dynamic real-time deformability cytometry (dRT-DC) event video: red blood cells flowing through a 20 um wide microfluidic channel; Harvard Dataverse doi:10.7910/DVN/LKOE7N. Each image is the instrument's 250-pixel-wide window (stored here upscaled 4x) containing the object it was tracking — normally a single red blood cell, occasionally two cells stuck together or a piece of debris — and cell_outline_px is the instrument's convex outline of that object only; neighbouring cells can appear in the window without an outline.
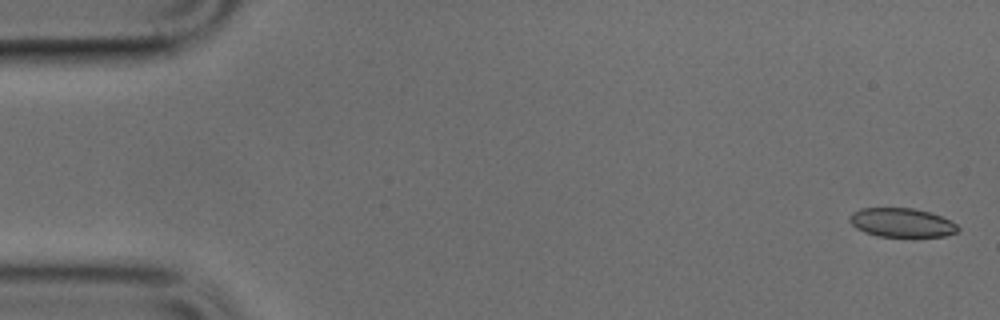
{"species": "common noctule bat (a hibernating species)", "species_latin": "Nyctalus noctula", "temperature_condition": "cold", "stored_images_in_passage": 49, "camera_frame_rate_fps": 3000, "um_per_image_px": 0.085, "animal": {"sex": "male", "body_mass_g": 17.9, "forearm_length_mm": 54.2}, "frame": {"image": 1, "passage_image": 1, "time_ms": 0.0, "image_size_px": [1000, 320], "cell_outline_px": [[960, 232], [944, 236], [912, 240], [876, 236], [864, 232], [856, 228], [848, 220], [848, 216], [852, 212], [860, 208], [912, 208], [932, 212], [956, 224], [960, 228]], "centroid_in_image_um": [76.67, 18.98], "position_along_channel_um": 8.3, "area_um2": 19.36}}
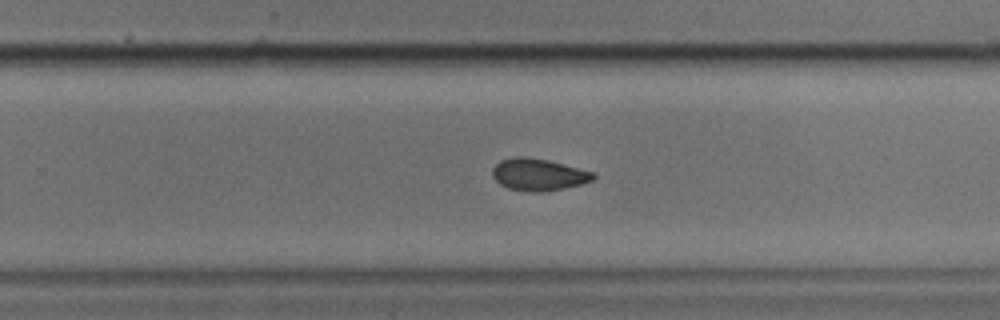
{"frame": {"image": 2, "passage_image": 31, "time_ms": 10.0, "image_size_px": [1000, 320], "cell_outline_px": [[596, 176], [592, 180], [580, 184], [564, 188], [544, 192], [532, 192], [508, 188], [500, 184], [492, 176], [492, 168], [500, 160], [516, 156], [524, 156], [548, 160], [596, 172]], "centroid_in_image_um": [45.77, 14.83], "position_along_channel_um": 284.0, "area_um2": 18.9}}
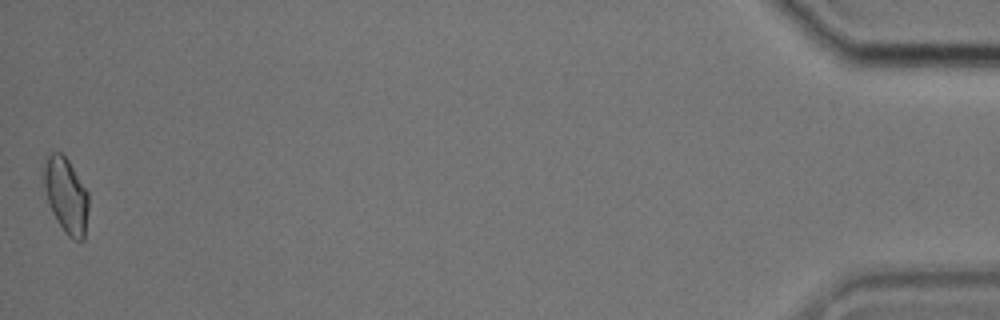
{"frame": {"image": 3, "passage_image": 49, "time_ms": 16.0, "image_size_px": [1000, 320], "cell_outline_px": [[88, 208], [84, 240], [72, 240], [64, 232], [56, 220], [52, 212], [48, 200], [44, 184], [44, 156], [48, 152], [60, 152], [68, 160], [88, 192]], "centroid_in_image_um": [5.61, 16.6], "position_along_channel_um": 429.6, "area_um2": 19.65}}